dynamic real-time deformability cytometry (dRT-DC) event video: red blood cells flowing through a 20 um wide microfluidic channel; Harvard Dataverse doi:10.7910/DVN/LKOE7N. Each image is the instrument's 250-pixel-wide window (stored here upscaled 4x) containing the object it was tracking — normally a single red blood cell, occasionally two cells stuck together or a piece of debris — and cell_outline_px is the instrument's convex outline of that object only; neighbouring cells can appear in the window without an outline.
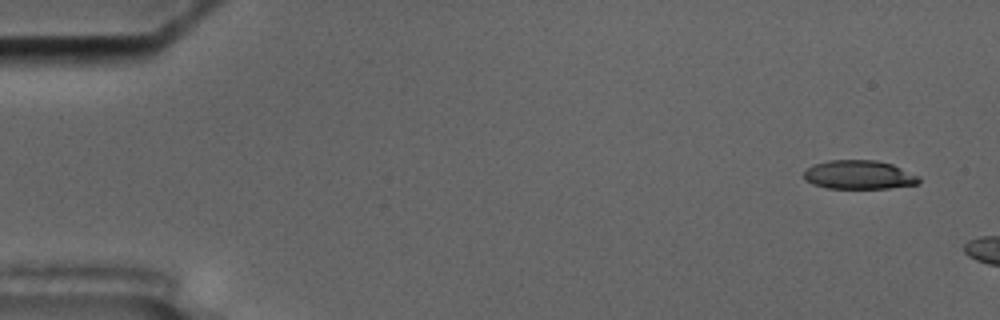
{"species": "common noctule bat (a hibernating species)", "species_latin": "Nyctalus noctula", "temperature_condition": "cold", "stored_images_in_passage": 3, "camera_frame_rate_fps": 3000, "um_per_image_px": 0.085, "animal": {"sex": "male", "body_mass_g": 17.5, "forearm_length_mm": 52.3}, "frame": {"image": 1, "passage_image": 1, "time_ms": 0.0, "image_size_px": [1000, 320], "cell_outline_px": [[920, 180], [916, 184], [888, 188], [828, 188], [812, 184], [804, 180], [804, 172], [808, 168], [816, 164], [828, 160], [876, 160], [892, 164], [920, 176]], "centroid_in_image_um": [73.01, 14.86], "position_along_channel_um": 12.0, "area_um2": 19.25}}